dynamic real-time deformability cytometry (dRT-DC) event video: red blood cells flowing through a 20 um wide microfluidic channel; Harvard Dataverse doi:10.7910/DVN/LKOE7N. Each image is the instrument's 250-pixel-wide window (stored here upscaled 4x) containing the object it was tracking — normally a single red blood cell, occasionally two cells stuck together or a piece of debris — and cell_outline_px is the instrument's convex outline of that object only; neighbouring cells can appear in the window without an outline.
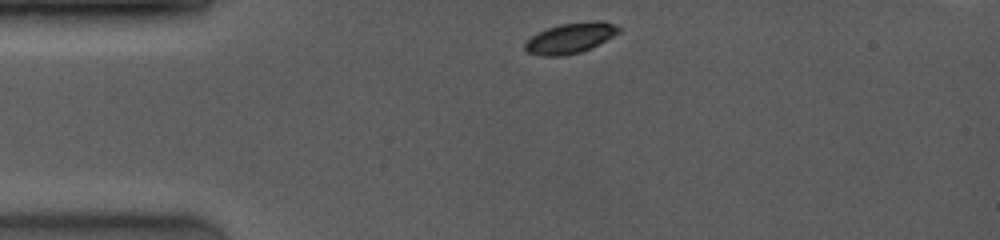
{"species": "common noctule bat (a hibernating species)", "species_latin": "Nyctalus noctula", "temperature_condition": "room temperature", "stored_images_in_passage": 50, "camera_frame_rate_fps": 4000, "um_per_image_px": 0.085, "animal": {"sex": "female", "body_mass_g": 19.0, "forearm_length_mm": 53.3}, "frame": {"image": 1, "passage_image": 1, "time_ms": 0.0, "image_size_px": [1000, 240], "cell_outline_px": [[620, 32], [580, 52], [564, 56], [540, 56], [528, 52], [524, 48], [524, 44], [536, 32], [560, 24], [596, 20], [600, 20], [616, 24], [620, 28]], "centroid_in_image_um": [48.45, 3.22], "position_along_channel_um": 36.5, "area_um2": 16.47}}
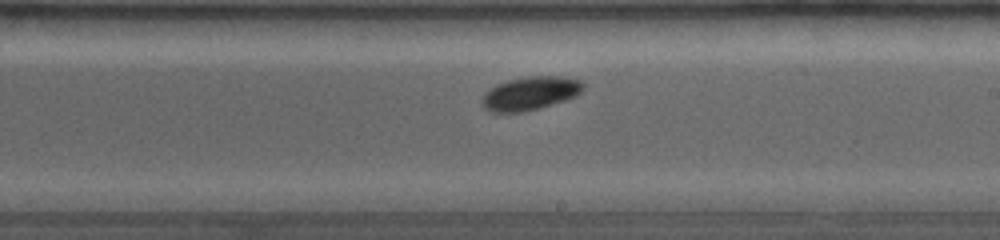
{"frame": {"image": 2, "passage_image": 28, "time_ms": 6.0, "image_size_px": [1000, 240], "cell_outline_px": [[584, 88], [576, 96], [564, 100], [524, 112], [492, 112], [484, 108], [480, 100], [484, 92], [488, 88], [496, 84], [508, 80], [528, 76], [560, 76], [584, 80]], "centroid_in_image_um": [45.04, 7.92], "position_along_channel_um": 244.0, "area_um2": 19.88}}
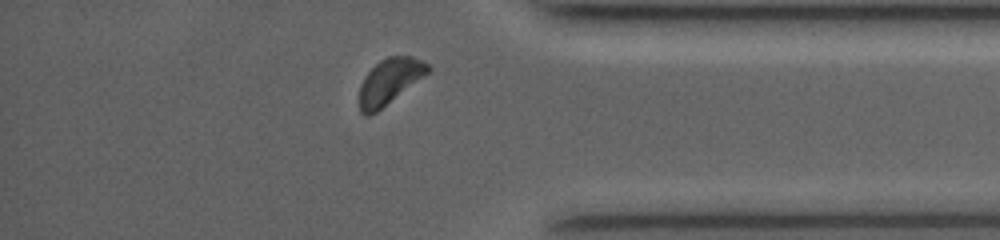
{"frame": {"image": 3, "passage_image": 45, "time_ms": 10.0, "image_size_px": [1000, 240], "cell_outline_px": [[432, 68], [428, 72], [376, 112], [368, 116], [364, 116], [360, 112], [360, 84], [364, 76], [380, 60], [388, 56], [412, 56], [428, 64]], "centroid_in_image_um": [33.08, 6.91], "position_along_channel_um": 402.1, "area_um2": 17.74}, "authors_computed_cell_mechanics": {"area_um2": 18.6116, "velocity_mm_per_s": 4.0654, "shape_relaxation_time_tau1_ms": 1.0078, "shape_relaxation_time_tau2_ms": null, "deformation_change_tau1": 0.0897, "deformation_change_tau2": null}}